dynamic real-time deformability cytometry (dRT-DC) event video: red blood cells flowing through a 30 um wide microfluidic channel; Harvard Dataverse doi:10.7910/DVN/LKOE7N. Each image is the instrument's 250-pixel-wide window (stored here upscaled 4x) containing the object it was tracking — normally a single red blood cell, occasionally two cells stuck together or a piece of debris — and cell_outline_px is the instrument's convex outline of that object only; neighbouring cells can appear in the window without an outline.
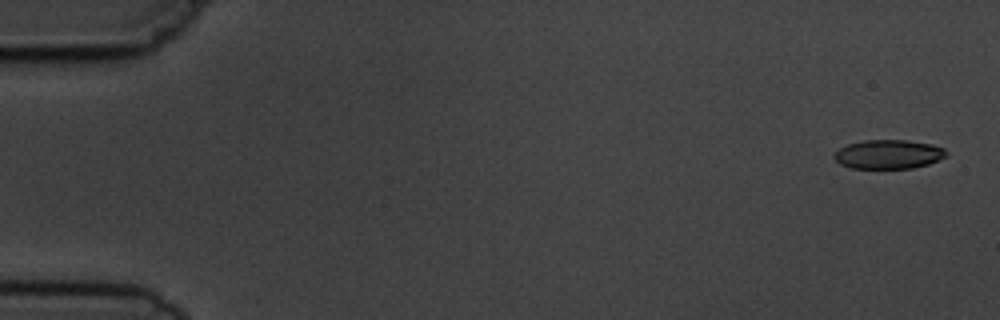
{"species": "common noctule bat (a hibernating species)", "species_latin": "Nyctalus noctula", "temperature_condition": "cold", "stored_images_in_passage": 4, "camera_frame_rate_fps": 3000, "um_per_image_px": 0.085, "animal": {"sex": "male", "body_mass_g": 19.5, "forearm_length_mm": 54.6}, "frame": {"image": 1, "passage_image": 1, "time_ms": 0.0, "image_size_px": [1000, 320], "cell_outline_px": [[948, 156], [928, 164], [912, 168], [852, 168], [840, 164], [832, 156], [840, 148], [848, 144], [864, 140], [908, 140], [932, 144], [944, 148], [948, 152]], "centroid_in_image_um": [75.55, 13.11], "position_along_channel_um": 9.5, "area_um2": 19.02}}